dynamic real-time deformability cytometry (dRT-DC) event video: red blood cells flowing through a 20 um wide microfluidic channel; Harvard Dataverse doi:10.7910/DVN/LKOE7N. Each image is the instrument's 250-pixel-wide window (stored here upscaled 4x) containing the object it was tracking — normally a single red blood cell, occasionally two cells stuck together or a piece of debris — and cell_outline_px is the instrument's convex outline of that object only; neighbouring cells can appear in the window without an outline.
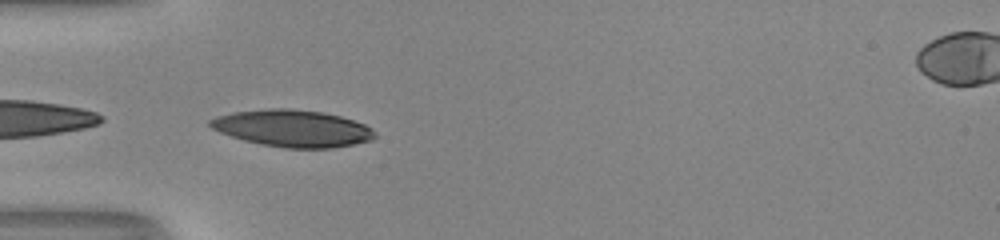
{"species": "human", "species_latin": "Homo sapiens", "temperature_condition": "room temperature", "stored_images_in_passage": 36, "camera_frame_rate_fps": 3000, "um_per_image_px": 0.085, "donor": {"sex": "male"}, "frame": {"image": 1, "passage_image": 1, "time_ms": 0.0, "image_size_px": [1000, 240], "cell_outline_px": [[376, 136], [372, 140], [332, 148], [284, 148], [260, 144], [244, 140], [220, 132], [212, 128], [208, 124], [208, 120], [216, 116], [232, 112], [268, 108], [288, 108], [324, 112], [340, 116], [364, 124], [372, 128], [376, 132]], "centroid_in_image_um": [24.86, 10.9], "position_along_channel_um": 60.1, "area_um2": 35.55}}
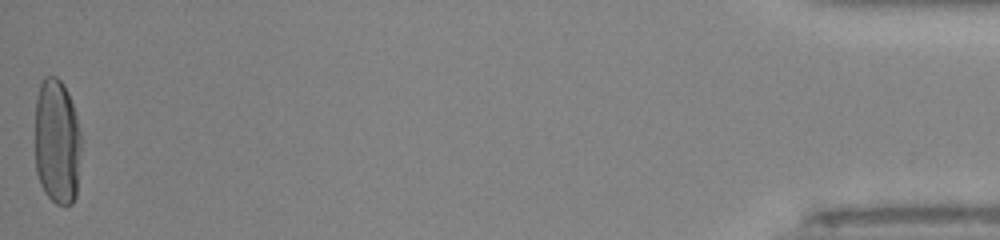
{"frame": {"image": 2, "passage_image": 36, "time_ms": 11.667, "image_size_px": [1000, 240], "cell_outline_px": [[80, 152], [76, 196], [72, 204], [56, 204], [44, 192], [40, 184], [36, 172], [36, 96], [40, 84], [44, 76], [56, 76], [64, 84], [68, 92], [76, 112], [80, 132]], "centroid_in_image_um": [4.85, 12.03], "position_along_channel_um": 430.4, "area_um2": 34.04}, "authors_computed_cell_mechanics": {"area_um2": 34.391, "velocity_mm_per_s": 4.0354, "shape_relaxation_time_tau1_ms": 3.6728, "shape_relaxation_time_tau2_ms": null, "deformation_change_tau1": 0.2032, "deformation_change_tau2": null}}